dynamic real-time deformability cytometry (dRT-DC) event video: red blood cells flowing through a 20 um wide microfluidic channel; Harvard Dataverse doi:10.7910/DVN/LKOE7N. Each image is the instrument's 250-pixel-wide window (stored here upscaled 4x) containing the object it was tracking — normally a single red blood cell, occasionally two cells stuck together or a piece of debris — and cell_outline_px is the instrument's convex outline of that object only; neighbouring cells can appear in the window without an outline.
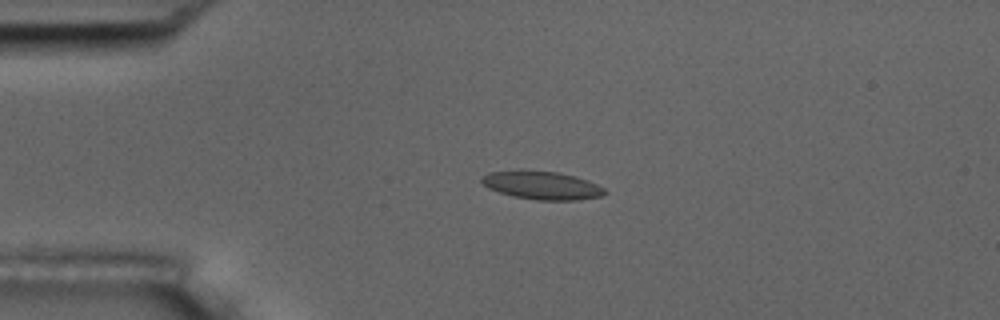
{"species": "common noctule bat (a hibernating species)", "species_latin": "Nyctalus noctula", "temperature_condition": "room temperature", "stored_images_in_passage": 5, "camera_frame_rate_fps": 3000, "um_per_image_px": 0.085, "animal": {"sex": "male", "body_mass_g": 17.5, "forearm_length_mm": 52.3}, "frame": {"image": 1, "passage_image": 4, "time_ms": 3.333, "image_size_px": [1000, 320], "cell_outline_px": [[608, 192], [604, 196], [576, 200], [536, 200], [512, 196], [488, 188], [480, 180], [480, 176], [488, 172], [520, 168], [560, 172], [576, 176], [588, 180], [604, 188]], "centroid_in_image_um": [46.04, 15.72], "position_along_channel_um": 39.0, "area_um2": 20.92}}